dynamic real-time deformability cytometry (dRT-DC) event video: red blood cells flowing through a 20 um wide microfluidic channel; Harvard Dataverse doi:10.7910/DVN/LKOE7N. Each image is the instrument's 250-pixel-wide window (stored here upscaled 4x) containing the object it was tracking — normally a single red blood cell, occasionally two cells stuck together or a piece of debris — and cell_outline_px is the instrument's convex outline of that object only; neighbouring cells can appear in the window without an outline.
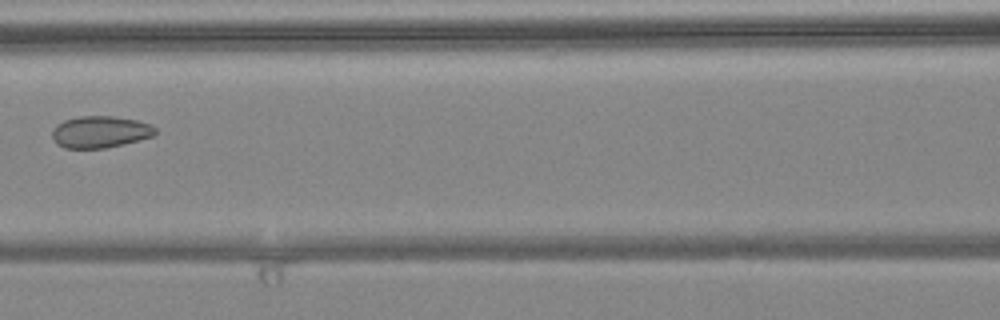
{"species": "common noctule bat (a hibernating species)", "species_latin": "Nyctalus noctula", "temperature_condition": "warm", "stored_images_in_passage": 6, "camera_frame_rate_fps": 3000, "um_per_image_px": 0.085, "animal": {"sex": "female", "body_mass_g": 24.6, "forearm_length_mm": 56.2}, "frame": {"image": 1, "passage_image": 6, "time_ms": 1.667, "image_size_px": [1000, 320], "cell_outline_px": [[156, 132], [152, 136], [124, 144], [104, 148], [64, 148], [56, 144], [52, 136], [52, 132], [56, 124], [64, 120], [80, 116], [112, 116], [136, 120], [148, 124], [156, 128]], "centroid_in_image_um": [8.48, 11.21], "position_along_channel_um": 158.1, "area_um2": 19.02}}